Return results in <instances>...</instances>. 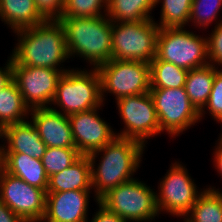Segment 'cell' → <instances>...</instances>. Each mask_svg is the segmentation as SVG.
I'll use <instances>...</instances> for the list:
<instances>
[{"mask_svg": "<svg viewBox=\"0 0 222 222\" xmlns=\"http://www.w3.org/2000/svg\"><path fill=\"white\" fill-rule=\"evenodd\" d=\"M145 147L147 146L138 140L116 137L111 143L88 155L95 202L115 187L134 179L133 175L140 166ZM99 154L103 156L97 166L95 163Z\"/></svg>", "mask_w": 222, "mask_h": 222, "instance_id": "6da1fadb", "label": "cell"}, {"mask_svg": "<svg viewBox=\"0 0 222 222\" xmlns=\"http://www.w3.org/2000/svg\"><path fill=\"white\" fill-rule=\"evenodd\" d=\"M156 58L187 70L209 64L207 37L184 27L160 28L157 37Z\"/></svg>", "mask_w": 222, "mask_h": 222, "instance_id": "52a82bcc", "label": "cell"}, {"mask_svg": "<svg viewBox=\"0 0 222 222\" xmlns=\"http://www.w3.org/2000/svg\"><path fill=\"white\" fill-rule=\"evenodd\" d=\"M69 58L86 59L93 68L112 59V21L98 17H61Z\"/></svg>", "mask_w": 222, "mask_h": 222, "instance_id": "3957f363", "label": "cell"}, {"mask_svg": "<svg viewBox=\"0 0 222 222\" xmlns=\"http://www.w3.org/2000/svg\"><path fill=\"white\" fill-rule=\"evenodd\" d=\"M6 66L0 67V90L12 81V58L9 57ZM3 68V69H2Z\"/></svg>", "mask_w": 222, "mask_h": 222, "instance_id": "e575fe53", "label": "cell"}, {"mask_svg": "<svg viewBox=\"0 0 222 222\" xmlns=\"http://www.w3.org/2000/svg\"><path fill=\"white\" fill-rule=\"evenodd\" d=\"M1 138L7 143L2 145L3 153H23L41 160L47 148L29 120L5 126L0 131Z\"/></svg>", "mask_w": 222, "mask_h": 222, "instance_id": "e0dca14e", "label": "cell"}, {"mask_svg": "<svg viewBox=\"0 0 222 222\" xmlns=\"http://www.w3.org/2000/svg\"><path fill=\"white\" fill-rule=\"evenodd\" d=\"M222 10V0H193L189 22L193 26L205 28L211 25ZM218 14V15H217Z\"/></svg>", "mask_w": 222, "mask_h": 222, "instance_id": "f1b7e54d", "label": "cell"}, {"mask_svg": "<svg viewBox=\"0 0 222 222\" xmlns=\"http://www.w3.org/2000/svg\"><path fill=\"white\" fill-rule=\"evenodd\" d=\"M101 79V96L105 93L115 95V100L148 93L151 88L150 64L133 60H115L96 68Z\"/></svg>", "mask_w": 222, "mask_h": 222, "instance_id": "ba28073f", "label": "cell"}, {"mask_svg": "<svg viewBox=\"0 0 222 222\" xmlns=\"http://www.w3.org/2000/svg\"><path fill=\"white\" fill-rule=\"evenodd\" d=\"M91 192L70 190L47 193L46 212L41 222H88Z\"/></svg>", "mask_w": 222, "mask_h": 222, "instance_id": "9a60e30c", "label": "cell"}, {"mask_svg": "<svg viewBox=\"0 0 222 222\" xmlns=\"http://www.w3.org/2000/svg\"><path fill=\"white\" fill-rule=\"evenodd\" d=\"M115 102L124 122V129L116 133L117 137L135 139L145 145L146 139L161 133L153 98L149 92L125 96Z\"/></svg>", "mask_w": 222, "mask_h": 222, "instance_id": "8fae6325", "label": "cell"}, {"mask_svg": "<svg viewBox=\"0 0 222 222\" xmlns=\"http://www.w3.org/2000/svg\"><path fill=\"white\" fill-rule=\"evenodd\" d=\"M187 75V69L156 57L150 62L151 88L184 87Z\"/></svg>", "mask_w": 222, "mask_h": 222, "instance_id": "d4e9b609", "label": "cell"}, {"mask_svg": "<svg viewBox=\"0 0 222 222\" xmlns=\"http://www.w3.org/2000/svg\"><path fill=\"white\" fill-rule=\"evenodd\" d=\"M0 20L9 25L13 32L45 21L34 0H0Z\"/></svg>", "mask_w": 222, "mask_h": 222, "instance_id": "ffe728a7", "label": "cell"}, {"mask_svg": "<svg viewBox=\"0 0 222 222\" xmlns=\"http://www.w3.org/2000/svg\"><path fill=\"white\" fill-rule=\"evenodd\" d=\"M161 132L171 137L201 121L200 112L191 103L184 87L150 88Z\"/></svg>", "mask_w": 222, "mask_h": 222, "instance_id": "9c48e42d", "label": "cell"}, {"mask_svg": "<svg viewBox=\"0 0 222 222\" xmlns=\"http://www.w3.org/2000/svg\"><path fill=\"white\" fill-rule=\"evenodd\" d=\"M50 106L66 116L101 108L103 105L101 96V79L96 68L91 70L72 68L60 77L56 93Z\"/></svg>", "mask_w": 222, "mask_h": 222, "instance_id": "277c9868", "label": "cell"}, {"mask_svg": "<svg viewBox=\"0 0 222 222\" xmlns=\"http://www.w3.org/2000/svg\"><path fill=\"white\" fill-rule=\"evenodd\" d=\"M4 170L29 185L47 189L48 176L42 161L23 153H3Z\"/></svg>", "mask_w": 222, "mask_h": 222, "instance_id": "d6986e66", "label": "cell"}, {"mask_svg": "<svg viewBox=\"0 0 222 222\" xmlns=\"http://www.w3.org/2000/svg\"><path fill=\"white\" fill-rule=\"evenodd\" d=\"M63 73V70L19 65L12 59V80L30 110L51 106Z\"/></svg>", "mask_w": 222, "mask_h": 222, "instance_id": "4fadbf2b", "label": "cell"}, {"mask_svg": "<svg viewBox=\"0 0 222 222\" xmlns=\"http://www.w3.org/2000/svg\"><path fill=\"white\" fill-rule=\"evenodd\" d=\"M29 114L30 108L12 80L0 90V131L7 125L26 121Z\"/></svg>", "mask_w": 222, "mask_h": 222, "instance_id": "7402d4cb", "label": "cell"}, {"mask_svg": "<svg viewBox=\"0 0 222 222\" xmlns=\"http://www.w3.org/2000/svg\"><path fill=\"white\" fill-rule=\"evenodd\" d=\"M46 190L7 173L0 175V200L25 222H41L46 212Z\"/></svg>", "mask_w": 222, "mask_h": 222, "instance_id": "7c38bea8", "label": "cell"}, {"mask_svg": "<svg viewBox=\"0 0 222 222\" xmlns=\"http://www.w3.org/2000/svg\"><path fill=\"white\" fill-rule=\"evenodd\" d=\"M81 154L77 148H57L47 147L42 156V164L44 166L48 178L51 175L63 171L73 164Z\"/></svg>", "mask_w": 222, "mask_h": 222, "instance_id": "4316f807", "label": "cell"}, {"mask_svg": "<svg viewBox=\"0 0 222 222\" xmlns=\"http://www.w3.org/2000/svg\"><path fill=\"white\" fill-rule=\"evenodd\" d=\"M98 110L94 108L68 116L73 140L81 155H89L117 137L110 124L101 119Z\"/></svg>", "mask_w": 222, "mask_h": 222, "instance_id": "5bb4252c", "label": "cell"}, {"mask_svg": "<svg viewBox=\"0 0 222 222\" xmlns=\"http://www.w3.org/2000/svg\"><path fill=\"white\" fill-rule=\"evenodd\" d=\"M217 146H215V151H214V160L213 162L215 163V169L219 172L220 176H222V139L219 137L217 140Z\"/></svg>", "mask_w": 222, "mask_h": 222, "instance_id": "d590c367", "label": "cell"}, {"mask_svg": "<svg viewBox=\"0 0 222 222\" xmlns=\"http://www.w3.org/2000/svg\"><path fill=\"white\" fill-rule=\"evenodd\" d=\"M187 168L179 162L171 163L156 191V202L159 213L165 211L170 215L185 218L203 192L198 188ZM193 180V181H192Z\"/></svg>", "mask_w": 222, "mask_h": 222, "instance_id": "30bf717a", "label": "cell"}, {"mask_svg": "<svg viewBox=\"0 0 222 222\" xmlns=\"http://www.w3.org/2000/svg\"><path fill=\"white\" fill-rule=\"evenodd\" d=\"M192 2L193 0H156V5L162 4L160 21L156 24L160 28L185 27L189 23Z\"/></svg>", "mask_w": 222, "mask_h": 222, "instance_id": "484cf974", "label": "cell"}, {"mask_svg": "<svg viewBox=\"0 0 222 222\" xmlns=\"http://www.w3.org/2000/svg\"><path fill=\"white\" fill-rule=\"evenodd\" d=\"M159 30L154 19L112 22V59L150 64L156 57Z\"/></svg>", "mask_w": 222, "mask_h": 222, "instance_id": "5b68a950", "label": "cell"}, {"mask_svg": "<svg viewBox=\"0 0 222 222\" xmlns=\"http://www.w3.org/2000/svg\"><path fill=\"white\" fill-rule=\"evenodd\" d=\"M18 43L10 57L19 65L63 70L61 63L69 59L65 32L59 20H45L33 27L14 31ZM60 68H59V67Z\"/></svg>", "mask_w": 222, "mask_h": 222, "instance_id": "7a4b0ae2", "label": "cell"}, {"mask_svg": "<svg viewBox=\"0 0 222 222\" xmlns=\"http://www.w3.org/2000/svg\"><path fill=\"white\" fill-rule=\"evenodd\" d=\"M107 9L108 0H65L61 17H98L107 14Z\"/></svg>", "mask_w": 222, "mask_h": 222, "instance_id": "83f0119b", "label": "cell"}, {"mask_svg": "<svg viewBox=\"0 0 222 222\" xmlns=\"http://www.w3.org/2000/svg\"><path fill=\"white\" fill-rule=\"evenodd\" d=\"M97 204L99 208L92 217L91 222H127L125 219L119 217L117 214L109 211L99 201L97 202Z\"/></svg>", "mask_w": 222, "mask_h": 222, "instance_id": "d6a6232c", "label": "cell"}, {"mask_svg": "<svg viewBox=\"0 0 222 222\" xmlns=\"http://www.w3.org/2000/svg\"><path fill=\"white\" fill-rule=\"evenodd\" d=\"M208 110L212 119L222 123V68L215 73L212 90L207 101V104L200 111V119Z\"/></svg>", "mask_w": 222, "mask_h": 222, "instance_id": "f546056e", "label": "cell"}, {"mask_svg": "<svg viewBox=\"0 0 222 222\" xmlns=\"http://www.w3.org/2000/svg\"><path fill=\"white\" fill-rule=\"evenodd\" d=\"M99 202L127 222L155 221L160 214L156 192L135 178L110 190Z\"/></svg>", "mask_w": 222, "mask_h": 222, "instance_id": "8992f818", "label": "cell"}, {"mask_svg": "<svg viewBox=\"0 0 222 222\" xmlns=\"http://www.w3.org/2000/svg\"><path fill=\"white\" fill-rule=\"evenodd\" d=\"M0 222H25L0 200Z\"/></svg>", "mask_w": 222, "mask_h": 222, "instance_id": "836d02e7", "label": "cell"}, {"mask_svg": "<svg viewBox=\"0 0 222 222\" xmlns=\"http://www.w3.org/2000/svg\"><path fill=\"white\" fill-rule=\"evenodd\" d=\"M30 121L47 147L76 148L68 116L50 107L33 108Z\"/></svg>", "mask_w": 222, "mask_h": 222, "instance_id": "2e32d148", "label": "cell"}, {"mask_svg": "<svg viewBox=\"0 0 222 222\" xmlns=\"http://www.w3.org/2000/svg\"><path fill=\"white\" fill-rule=\"evenodd\" d=\"M183 221L222 222V191L211 186L203 189Z\"/></svg>", "mask_w": 222, "mask_h": 222, "instance_id": "cb8c5ba5", "label": "cell"}, {"mask_svg": "<svg viewBox=\"0 0 222 222\" xmlns=\"http://www.w3.org/2000/svg\"><path fill=\"white\" fill-rule=\"evenodd\" d=\"M4 169V162H3V146L0 145V175Z\"/></svg>", "mask_w": 222, "mask_h": 222, "instance_id": "8d00e7d4", "label": "cell"}, {"mask_svg": "<svg viewBox=\"0 0 222 222\" xmlns=\"http://www.w3.org/2000/svg\"><path fill=\"white\" fill-rule=\"evenodd\" d=\"M91 164L88 155H81L63 171L48 178L46 193H58L70 190L90 191Z\"/></svg>", "mask_w": 222, "mask_h": 222, "instance_id": "ac0fdd59", "label": "cell"}, {"mask_svg": "<svg viewBox=\"0 0 222 222\" xmlns=\"http://www.w3.org/2000/svg\"><path fill=\"white\" fill-rule=\"evenodd\" d=\"M156 0H108L107 16L112 22H138L153 19Z\"/></svg>", "mask_w": 222, "mask_h": 222, "instance_id": "603a6c76", "label": "cell"}, {"mask_svg": "<svg viewBox=\"0 0 222 222\" xmlns=\"http://www.w3.org/2000/svg\"><path fill=\"white\" fill-rule=\"evenodd\" d=\"M219 69L212 64L188 70L185 91L195 108L200 112L209 99L215 73Z\"/></svg>", "mask_w": 222, "mask_h": 222, "instance_id": "44dd1931", "label": "cell"}, {"mask_svg": "<svg viewBox=\"0 0 222 222\" xmlns=\"http://www.w3.org/2000/svg\"><path fill=\"white\" fill-rule=\"evenodd\" d=\"M215 24L210 37L207 36L208 60L209 64L219 68L222 66V20Z\"/></svg>", "mask_w": 222, "mask_h": 222, "instance_id": "4dcf8cb0", "label": "cell"}, {"mask_svg": "<svg viewBox=\"0 0 222 222\" xmlns=\"http://www.w3.org/2000/svg\"><path fill=\"white\" fill-rule=\"evenodd\" d=\"M35 6L45 20H59L65 0H34Z\"/></svg>", "mask_w": 222, "mask_h": 222, "instance_id": "1f68e13d", "label": "cell"}]
</instances>
